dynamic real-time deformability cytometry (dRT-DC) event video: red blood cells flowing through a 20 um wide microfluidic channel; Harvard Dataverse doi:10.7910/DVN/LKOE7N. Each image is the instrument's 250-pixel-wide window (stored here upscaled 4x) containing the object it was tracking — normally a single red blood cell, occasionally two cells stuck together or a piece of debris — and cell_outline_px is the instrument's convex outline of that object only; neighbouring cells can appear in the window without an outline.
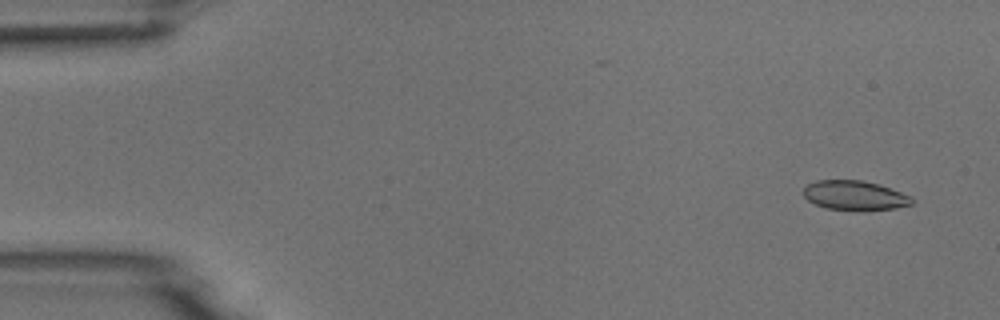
{"species": "common noctule bat (a hibernating species)", "species_latin": "Nyctalus noctula", "temperature_condition": "room temperature", "stored_images_in_passage": 7, "camera_frame_rate_fps": 3000, "um_per_image_px": 0.085, "animal": {"sex": "male", "body_mass_g": 18.8}, "frame": {"image": 1, "passage_image": 1, "time_ms": 0.0, "image_size_px": [1000, 320], "cell_outline_px": [[912, 204], [896, 208], [860, 212], [824, 208], [808, 200], [804, 196], [804, 188], [808, 184], [816, 180], [860, 180], [880, 184], [912, 196]], "centroid_in_image_um": [72.67, 16.63], "position_along_channel_um": 12.3, "area_um2": 19.02}}
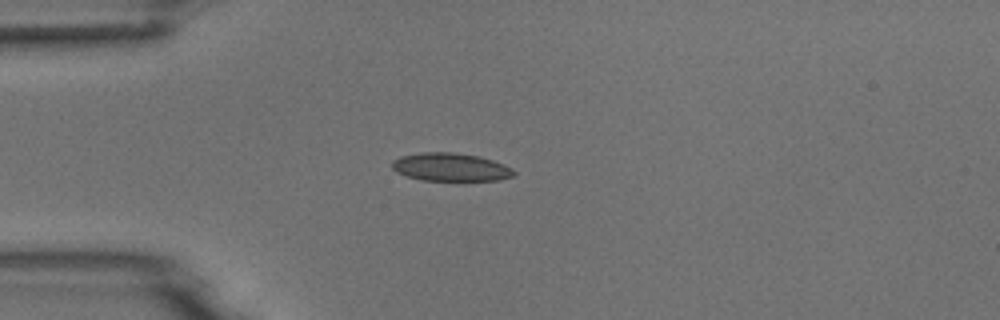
{"frame": {"image": 2, "passage_image": 3, "time_ms": 3.667, "image_size_px": [1000, 320], "cell_outline_px": [[516, 176], [500, 180], [420, 180], [396, 172], [392, 168], [392, 160], [400, 156], [420, 152], [452, 152], [480, 156], [504, 164], [512, 168], [516, 172]], "centroid_in_image_um": [38.32, 14.2], "position_along_channel_um": 46.7, "area_um2": 20.11}}